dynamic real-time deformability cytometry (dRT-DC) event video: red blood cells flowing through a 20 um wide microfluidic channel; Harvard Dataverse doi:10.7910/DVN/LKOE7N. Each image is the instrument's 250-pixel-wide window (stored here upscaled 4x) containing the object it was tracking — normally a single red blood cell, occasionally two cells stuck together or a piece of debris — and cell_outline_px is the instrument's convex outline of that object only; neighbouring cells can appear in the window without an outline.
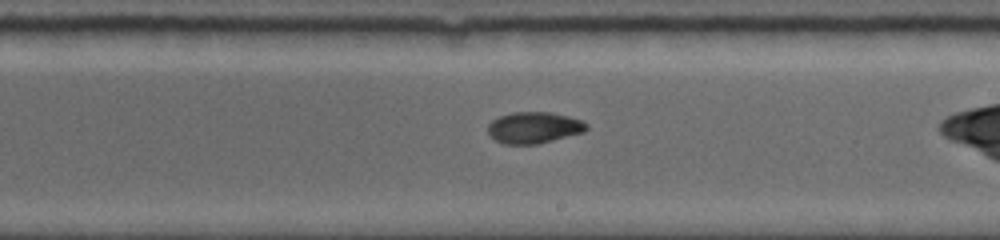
{"species": "common noctule bat (a hibernating species)", "species_latin": "Nyctalus noctula", "temperature_condition": "room temperature", "stored_images_in_passage": 8, "segment_of_instrument_passage": [2, 2], "camera_frame_rate_fps": 5000, "um_per_image_px": 0.085, "animal": {"sex": "female", "body_mass_g": 19.0, "forearm_length_mm": 56.7}, "frame": {"image": 1, "passage_image": 8, "time_ms": 7.2, "image_size_px": [1000, 240], "cell_outline_px": [[588, 128], [584, 132], [536, 144], [504, 144], [488, 136], [488, 124], [492, 120], [500, 116], [512, 112], [552, 112], [568, 116], [580, 120], [588, 124]], "centroid_in_image_um": [45.36, 10.84], "position_along_channel_um": 243.6, "area_um2": 18.03}}